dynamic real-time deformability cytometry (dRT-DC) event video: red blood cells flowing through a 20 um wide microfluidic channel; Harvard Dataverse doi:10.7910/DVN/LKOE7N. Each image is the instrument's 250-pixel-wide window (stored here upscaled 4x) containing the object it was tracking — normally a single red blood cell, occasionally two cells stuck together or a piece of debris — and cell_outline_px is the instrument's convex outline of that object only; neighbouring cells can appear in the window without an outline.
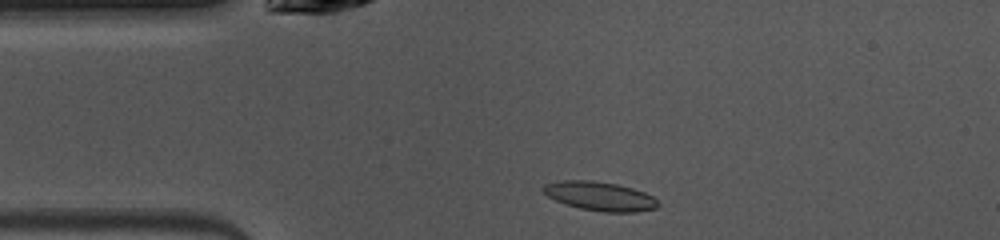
{"species": "common noctule bat (a hibernating species)", "species_latin": "Nyctalus noctula", "temperature_condition": "warm", "stored_images_in_passage": 41, "camera_frame_rate_fps": 3000, "um_per_image_px": 0.085, "animal": {"sex": "female", "body_mass_g": 10.0, "forearm_length_mm": 53.1}, "frame": {"image": 1, "passage_image": 2, "time_ms": 0.333, "image_size_px": [1000, 240], "cell_outline_px": [[660, 204], [656, 208], [636, 212], [604, 212], [580, 208], [564, 204], [548, 196], [540, 188], [544, 184], [564, 180], [592, 180], [616, 184], [632, 188], [644, 192], [652, 196]], "centroid_in_image_um": [50.97, 16.67], "position_along_channel_um": 34.0, "area_um2": 19.36}}
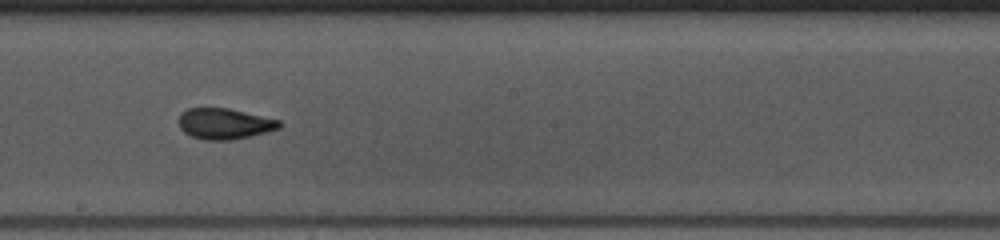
{"frame": {"image": 2, "passage_image": 18, "time_ms": 5.667, "image_size_px": [1000, 240], "cell_outline_px": [[280, 128], [232, 140], [204, 140], [192, 136], [184, 132], [180, 128], [180, 112], [188, 108], [228, 108], [280, 120]], "centroid_in_image_um": [19.05, 10.51], "position_along_channel_um": 229.1, "area_um2": 17.86}}
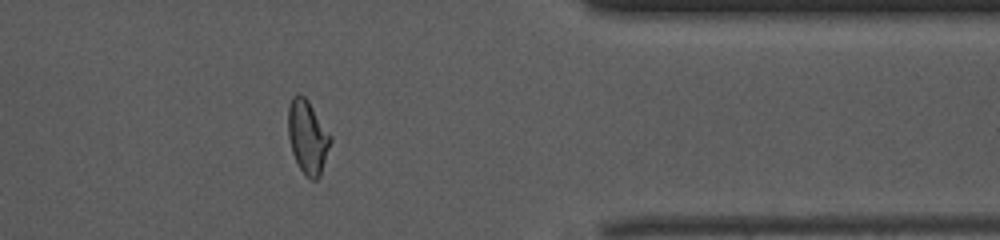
{"frame": {"image": 3, "passage_image": 31, "time_ms": 10.0, "image_size_px": [1000, 240], "cell_outline_px": [[332, 140], [320, 176], [316, 180], [312, 180], [304, 176], [292, 152], [288, 136], [288, 108], [292, 96], [296, 92], [304, 96], [308, 100], [332, 136]], "centroid_in_image_um": [26.15, 11.63], "position_along_channel_um": 385.3, "area_um2": 18.32}, "authors_computed_cell_mechanics": {"area_um2": 18.2648, "velocity_mm_per_s": 4.0629, "shape_relaxation_time_tau1_ms": 5.1874, "shape_relaxation_time_tau2_ms": 1.1646, "deformation_change_tau1": 0.1814, "deformation_change_tau2": 0.0691}}